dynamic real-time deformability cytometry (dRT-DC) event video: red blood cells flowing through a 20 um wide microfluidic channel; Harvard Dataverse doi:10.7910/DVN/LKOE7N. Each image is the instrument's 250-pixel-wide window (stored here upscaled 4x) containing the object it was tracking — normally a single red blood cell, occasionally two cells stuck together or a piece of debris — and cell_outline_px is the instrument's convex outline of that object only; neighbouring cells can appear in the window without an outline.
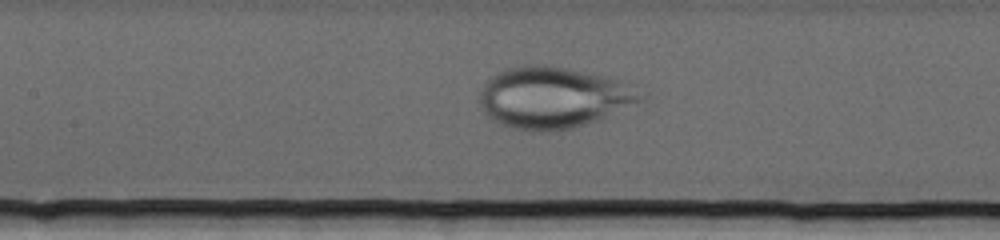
{"species": "human", "species_latin": "Homo sapiens", "temperature_condition": "cold", "stored_images_in_passage": 71, "camera_frame_rate_fps": 3000, "um_per_image_px": 0.085, "donor": {"sex": "female"}, "frame": {"image": 1, "passage_image": 33, "time_ms": 10.667, "image_size_px": [1000, 240], "cell_outline_px": [[648, 100], [596, 120], [572, 128], [548, 132], [528, 132], [512, 128], [500, 124], [492, 120], [488, 116], [480, 104], [480, 92], [484, 84], [492, 76], [508, 68], [524, 64], [540, 64], [568, 68], [604, 76], [616, 80], [648, 92]], "centroid_in_image_um": [47.08, 8.3], "position_along_channel_um": 160.3, "area_um2": 57.97}}
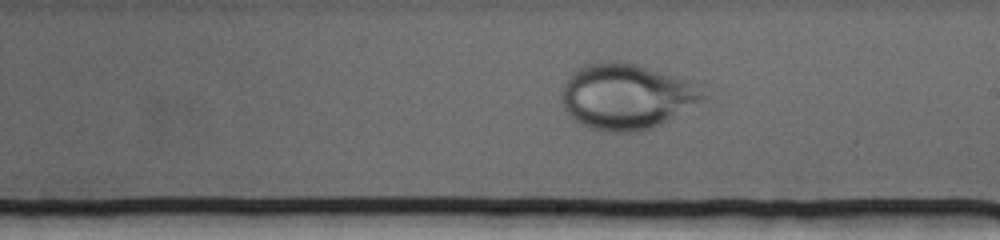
{"frame": {"image": 2, "passage_image": 41, "time_ms": 13.333, "image_size_px": [1000, 240], "cell_outline_px": [[708, 96], [668, 120], [652, 128], [640, 132], [608, 132], [592, 128], [580, 124], [564, 108], [560, 96], [564, 84], [568, 76], [572, 72], [584, 64], [604, 60], [620, 60], [648, 68], [688, 80], [700, 84]], "centroid_in_image_um": [53.23, 8.18], "position_along_channel_um": 235.8, "area_um2": 54.16}}
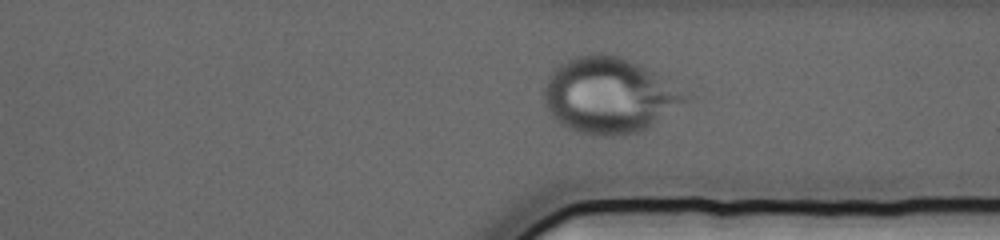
{"frame": {"image": 3, "passage_image": 54, "time_ms": 17.667, "image_size_px": [1000, 240], "cell_outline_px": [[696, 96], [640, 132], [624, 136], [592, 136], [576, 132], [560, 124], [548, 112], [544, 104], [544, 84], [548, 76], [560, 64], [576, 56], [596, 52], [604, 52], [620, 56], [640, 64]], "centroid_in_image_um": [51.8, 8.11], "position_along_channel_um": 359.6, "area_um2": 63.29}}